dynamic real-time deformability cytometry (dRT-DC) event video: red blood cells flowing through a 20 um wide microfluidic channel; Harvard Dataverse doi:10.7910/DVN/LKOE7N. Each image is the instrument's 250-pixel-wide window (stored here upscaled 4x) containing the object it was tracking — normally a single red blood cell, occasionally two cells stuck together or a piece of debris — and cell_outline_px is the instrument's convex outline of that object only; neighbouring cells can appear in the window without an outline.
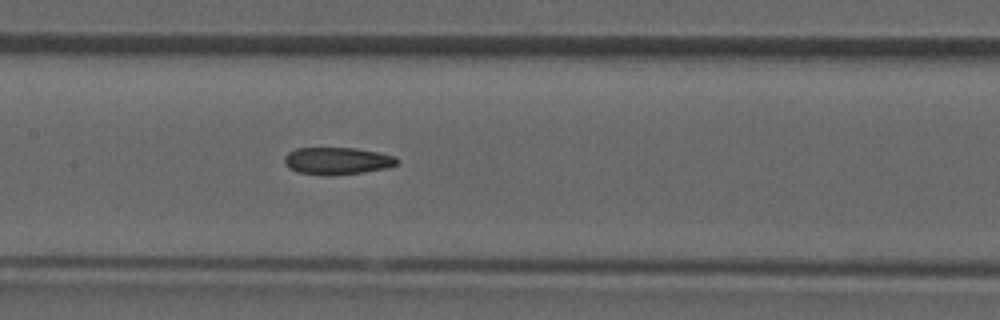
{"species": "common noctule bat (a hibernating species)", "species_latin": "Nyctalus noctula", "temperature_condition": "room temperature", "stored_images_in_passage": 34, "camera_frame_rate_fps": 3000, "um_per_image_px": 0.085, "animal": {"sex": "male", "forearm_length_mm": 52.5}, "frame": {"image": 1, "passage_image": 15, "time_ms": 4.667, "image_size_px": [1000, 320], "cell_outline_px": [[400, 160], [396, 164], [388, 168], [364, 172], [332, 176], [324, 176], [296, 172], [288, 168], [284, 164], [284, 156], [288, 152], [296, 148], [356, 148], [396, 156]], "centroid_in_image_um": [28.64, 13.69], "position_along_channel_um": 178.8, "area_um2": 18.21}}